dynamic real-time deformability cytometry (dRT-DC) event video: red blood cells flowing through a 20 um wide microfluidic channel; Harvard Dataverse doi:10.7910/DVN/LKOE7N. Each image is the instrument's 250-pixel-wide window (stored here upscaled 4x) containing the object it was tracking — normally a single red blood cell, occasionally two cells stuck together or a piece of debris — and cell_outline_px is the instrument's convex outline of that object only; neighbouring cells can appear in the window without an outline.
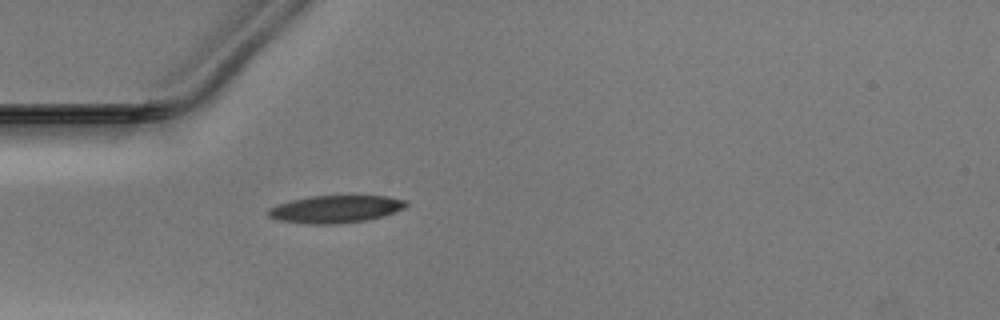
{"species": "Egyptian fruit bat (a non-hibernating species)", "species_latin": "Rousettus aegyptiacus", "temperature_condition": "warm", "stored_images_in_passage": 33, "camera_frame_rate_fps": 3000, "um_per_image_px": 0.085, "animal": {"sex": "male"}, "frame": {"image": 1, "passage_image": 1, "time_ms": 0.0, "image_size_px": [1000, 320], "cell_outline_px": [[408, 204], [404, 208], [368, 220], [340, 224], [308, 224], [280, 220], [268, 216], [268, 208], [276, 204], [292, 200], [312, 196], [388, 196], [408, 200]], "centroid_in_image_um": [28.52, 17.77], "position_along_channel_um": 56.5, "area_um2": 22.02}}
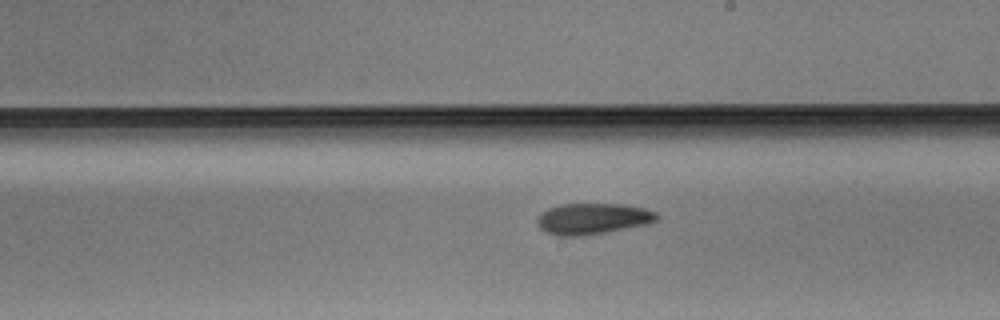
{"frame": {"image": 2, "passage_image": 15, "time_ms": 4.667, "image_size_px": [1000, 320], "cell_outline_px": [[660, 216], [656, 220], [648, 224], [584, 236], [556, 236], [544, 232], [540, 228], [536, 220], [536, 216], [540, 212], [548, 208], [560, 204], [620, 204], [644, 208], [656, 212]], "centroid_in_image_um": [50.33, 18.59], "position_along_channel_um": 238.7, "area_um2": 21.91}}
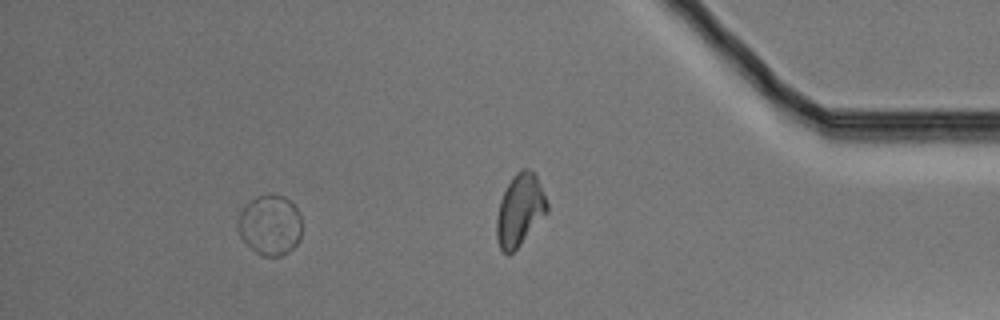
{"frame": {"image": 3, "passage_image": 28, "time_ms": 9.0, "image_size_px": [1000, 320], "cell_outline_px": [[300, 240], [288, 252], [280, 256], [260, 256], [240, 236], [236, 220], [240, 212], [256, 196], [284, 196], [296, 208], [300, 216]], "centroid_in_image_um": [22.94, 19.16], "position_along_channel_um": 412.3, "area_um2": 22.02}}